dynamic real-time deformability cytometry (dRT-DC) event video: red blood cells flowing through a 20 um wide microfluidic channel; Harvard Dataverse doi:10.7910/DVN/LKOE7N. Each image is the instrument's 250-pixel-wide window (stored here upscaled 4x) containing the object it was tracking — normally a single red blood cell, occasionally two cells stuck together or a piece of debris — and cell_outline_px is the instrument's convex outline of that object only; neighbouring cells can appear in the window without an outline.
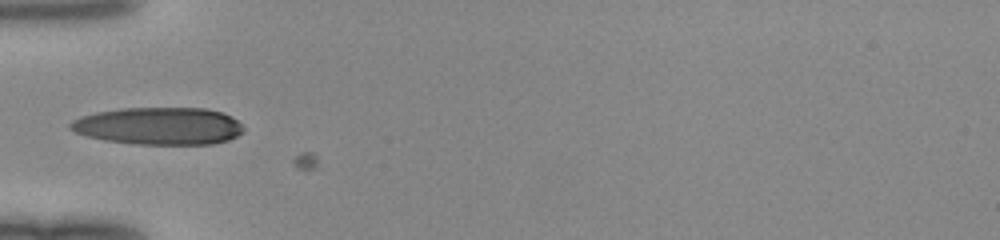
{"species": "human", "species_latin": "Homo sapiens", "temperature_condition": "room temperature", "stored_images_in_passage": 4, "camera_frame_rate_fps": 3000, "um_per_image_px": 0.085, "donor": {"sex": "female"}, "frame": {"image": 1, "passage_image": 2, "time_ms": 0.333, "image_size_px": [1000, 240], "cell_outline_px": [[244, 132], [228, 140], [212, 144], [132, 144], [104, 140], [88, 136], [76, 132], [68, 128], [68, 124], [72, 120], [80, 116], [96, 112], [120, 108], [204, 108], [220, 112], [236, 120], [244, 128]], "centroid_in_image_um": [13.46, 10.71], "position_along_channel_um": 71.5, "area_um2": 37.74}}